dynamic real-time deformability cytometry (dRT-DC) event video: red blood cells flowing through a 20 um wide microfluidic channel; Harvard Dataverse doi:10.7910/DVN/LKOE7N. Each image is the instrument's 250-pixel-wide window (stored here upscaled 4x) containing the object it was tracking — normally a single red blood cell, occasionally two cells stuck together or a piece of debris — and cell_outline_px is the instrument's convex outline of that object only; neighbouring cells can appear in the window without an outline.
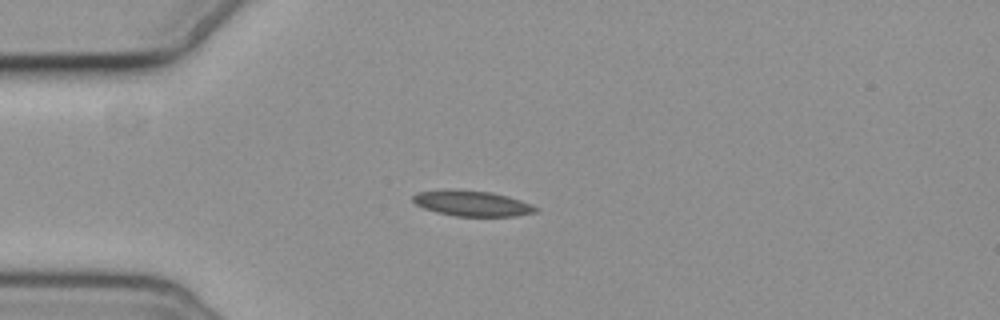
{"species": "common noctule bat (a hibernating species)", "species_latin": "Nyctalus noctula", "temperature_condition": "cold", "stored_images_in_passage": 6, "camera_frame_rate_fps": 3000, "um_per_image_px": 0.085, "animal": {"sex": "female", "body_mass_g": 19.3, "forearm_length_mm": 54.1}, "frame": {"image": 1, "passage_image": 3, "time_ms": 2.333, "image_size_px": [1000, 320], "cell_outline_px": [[540, 208], [536, 212], [516, 216], [456, 216], [436, 212], [424, 208], [416, 204], [412, 200], [412, 196], [416, 192], [492, 192], [508, 196], [532, 204]], "centroid_in_image_um": [40.22, 17.34], "position_along_channel_um": 44.8, "area_um2": 17.46}}
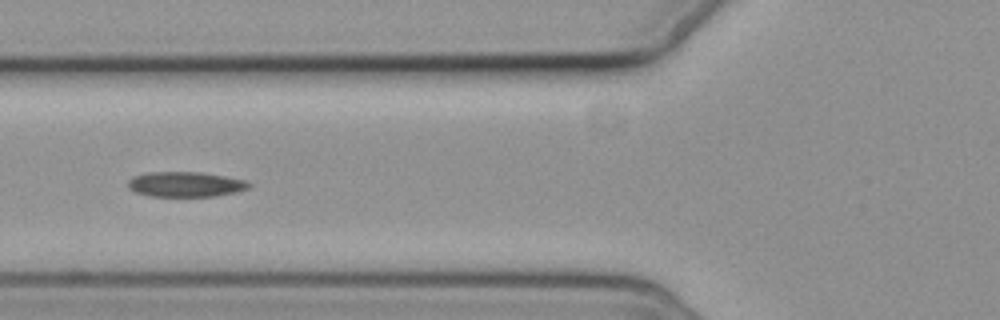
{"frame": {"image": 2, "passage_image": 5, "time_ms": 4.667, "image_size_px": [1000, 320], "cell_outline_px": [[252, 184], [248, 188], [236, 192], [216, 196], [148, 196], [136, 192], [128, 188], [128, 180], [132, 176], [144, 172], [200, 172], [248, 180]], "centroid_in_image_um": [15.75, 15.66], "position_along_channel_um": 110.0, "area_um2": 17.86}}
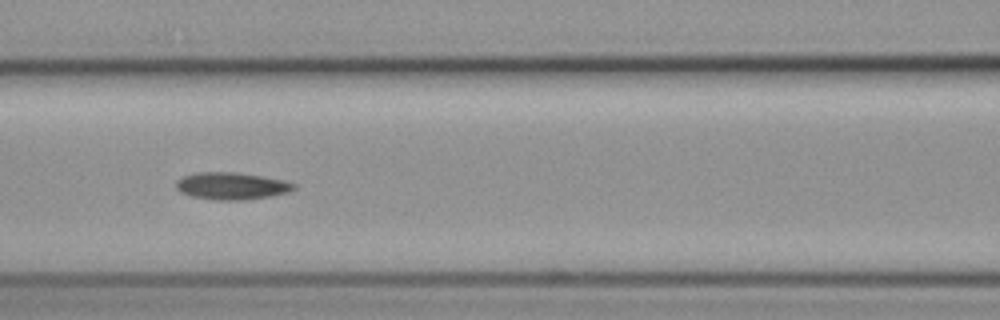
{"frame": {"image": 3, "passage_image": 6, "time_ms": 5.667, "image_size_px": [1000, 320], "cell_outline_px": [[296, 188], [288, 192], [272, 196], [244, 200], [216, 200], [192, 196], [180, 192], [176, 188], [176, 180], [180, 176], [196, 172], [236, 172], [264, 176], [284, 180], [296, 184]], "centroid_in_image_um": [19.67, 15.79], "position_along_channel_um": 146.9, "area_um2": 18.9}}